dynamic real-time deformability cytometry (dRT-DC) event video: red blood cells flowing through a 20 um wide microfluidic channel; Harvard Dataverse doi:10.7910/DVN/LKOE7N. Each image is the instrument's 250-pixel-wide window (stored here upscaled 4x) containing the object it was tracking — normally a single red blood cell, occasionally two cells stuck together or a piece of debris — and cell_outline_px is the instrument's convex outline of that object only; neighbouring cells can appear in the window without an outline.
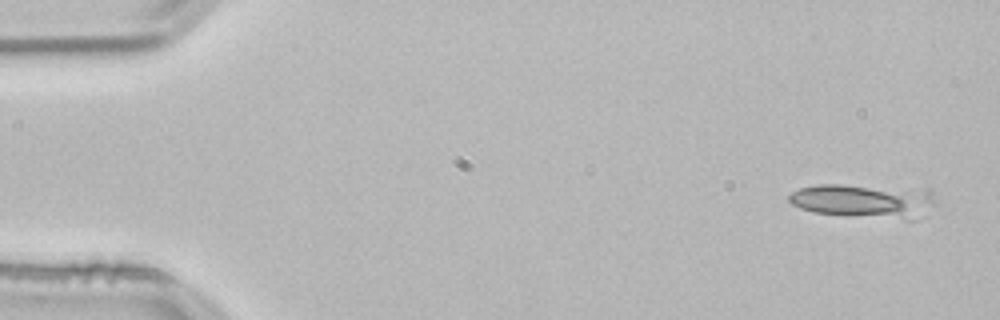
{"species": "common noctule bat (a hibernating species)", "species_latin": "Nyctalus noctula", "temperature_condition": "room temperature", "stored_images_in_passage": 8, "camera_frame_rate_fps": 3000, "um_per_image_px": 0.085, "animal": {"sex": "male", "body_mass_g": 21.5, "forearm_length_mm": 52.0}, "frame": {"image": 1, "passage_image": 1, "time_ms": 0.0, "image_size_px": [1000, 320], "cell_outline_px": [[936, 204], [920, 220], [904, 220], [812, 212], [800, 208], [792, 204], [788, 200], [788, 196], [792, 192], [800, 188], [816, 184], [840, 184], [928, 188], [932, 192]], "centroid_in_image_um": [73.55, 17.07], "position_along_channel_um": 11.5, "area_um2": 30.0}}